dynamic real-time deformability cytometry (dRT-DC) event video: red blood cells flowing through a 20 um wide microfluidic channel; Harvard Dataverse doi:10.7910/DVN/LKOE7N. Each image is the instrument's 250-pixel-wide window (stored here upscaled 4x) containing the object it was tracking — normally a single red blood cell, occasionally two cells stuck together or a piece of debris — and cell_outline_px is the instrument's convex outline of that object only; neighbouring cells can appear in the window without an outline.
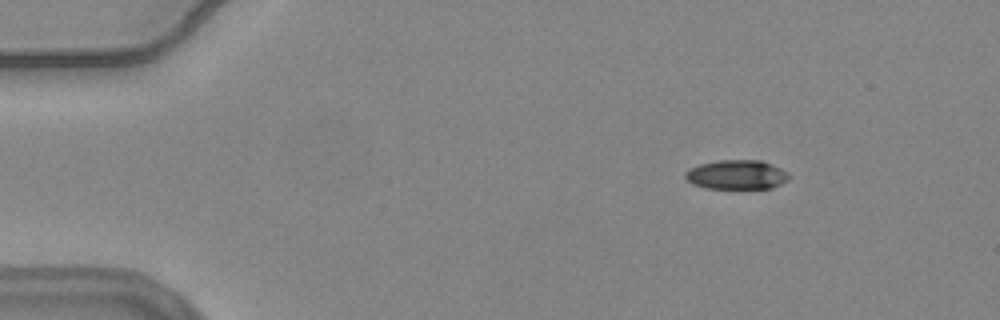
{"species": "common noctule bat (a hibernating species)", "species_latin": "Nyctalus noctula", "temperature_condition": "warm", "stored_images_in_passage": 57, "camera_frame_rate_fps": 3000, "um_per_image_px": 0.085, "animal": {"sex": "female", "body_mass_g": 24.6, "forearm_length_mm": 56.2}, "frame": {"image": 1, "passage_image": 9, "time_ms": 2.667, "image_size_px": [1000, 320], "cell_outline_px": [[788, 180], [772, 188], [740, 192], [704, 188], [692, 184], [684, 176], [684, 172], [688, 168], [700, 164], [720, 160], [760, 160], [772, 164], [788, 172]], "centroid_in_image_um": [62.6, 14.91], "position_along_channel_um": 22.4, "area_um2": 18.73}}
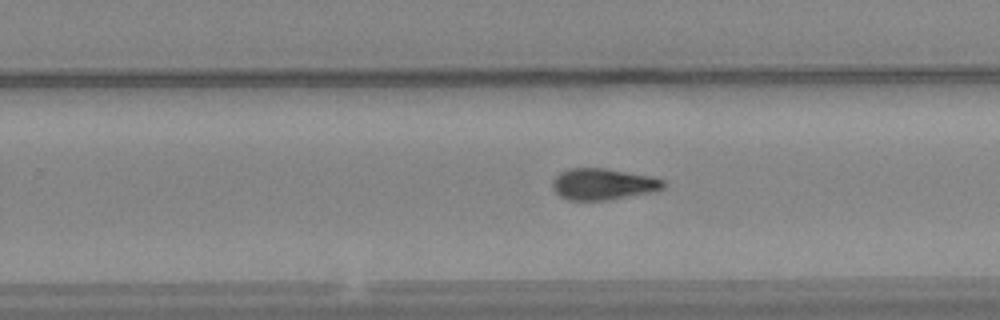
{"frame": {"image": 2, "passage_image": 37, "time_ms": 12.0, "image_size_px": [1000, 320], "cell_outline_px": [[664, 188], [652, 192], [608, 200], [568, 200], [560, 196], [552, 188], [552, 180], [560, 172], [568, 168], [604, 168], [652, 176], [664, 180]], "centroid_in_image_um": [51.24, 15.65], "position_along_channel_um": 278.6, "area_um2": 20.35}}
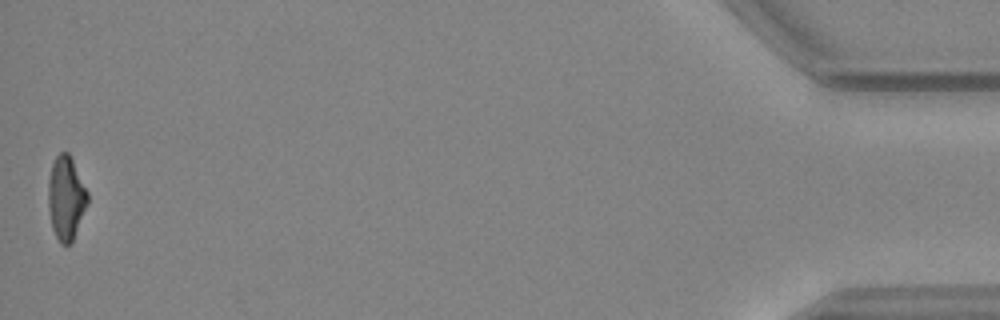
{"frame": {"image": 3, "passage_image": 57, "time_ms": 18.667, "image_size_px": [1000, 320], "cell_outline_px": [[88, 204], [72, 244], [60, 244], [52, 228], [48, 208], [48, 180], [52, 164], [56, 156], [60, 152], [68, 152], [88, 192]], "centroid_in_image_um": [5.61, 16.87], "position_along_channel_um": 429.6, "area_um2": 19.31}, "authors_computed_cell_mechanics": {"area_um2": 19.5942, "velocity_mm_per_s": 3.7013, "shape_relaxation_time_tau1_ms": 9.6087, "shape_relaxation_time_tau2_ms": 4.496, "deformation_change_tau1": 0.2452, "deformation_change_tau2": 0.1335}}